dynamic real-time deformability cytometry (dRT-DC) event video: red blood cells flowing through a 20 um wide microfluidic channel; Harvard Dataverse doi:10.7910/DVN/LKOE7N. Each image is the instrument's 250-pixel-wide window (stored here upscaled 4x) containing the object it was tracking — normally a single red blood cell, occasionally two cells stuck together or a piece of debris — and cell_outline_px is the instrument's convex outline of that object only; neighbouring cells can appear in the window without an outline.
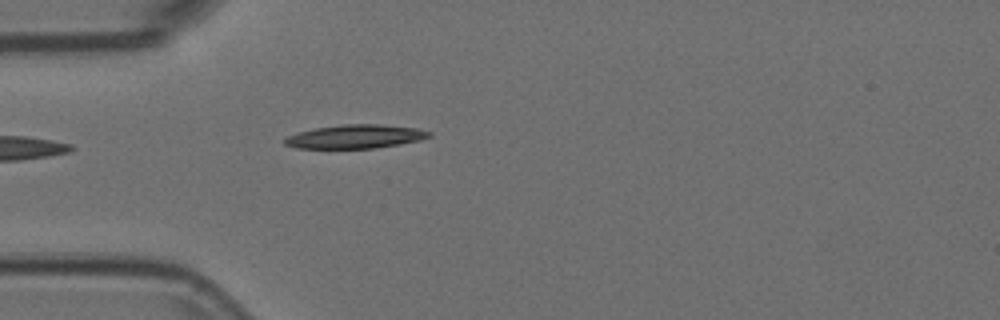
{"species": "Egyptian fruit bat (a non-hibernating species)", "species_latin": "Rousettus aegyptiacus", "temperature_condition": "room temperature", "stored_images_in_passage": 5, "camera_frame_rate_fps": 3000, "um_per_image_px": 0.085, "animal": {"sex": "female"}, "frame": {"image": 1, "passage_image": 5, "time_ms": 1.333, "image_size_px": [1000, 320], "cell_outline_px": [[432, 136], [420, 140], [400, 144], [376, 148], [296, 148], [284, 144], [284, 140], [288, 136], [300, 132], [316, 128], [344, 124], [380, 124], [420, 128], [432, 132]], "centroid_in_image_um": [30.28, 11.6], "position_along_channel_um": 54.7, "area_um2": 19.94}}